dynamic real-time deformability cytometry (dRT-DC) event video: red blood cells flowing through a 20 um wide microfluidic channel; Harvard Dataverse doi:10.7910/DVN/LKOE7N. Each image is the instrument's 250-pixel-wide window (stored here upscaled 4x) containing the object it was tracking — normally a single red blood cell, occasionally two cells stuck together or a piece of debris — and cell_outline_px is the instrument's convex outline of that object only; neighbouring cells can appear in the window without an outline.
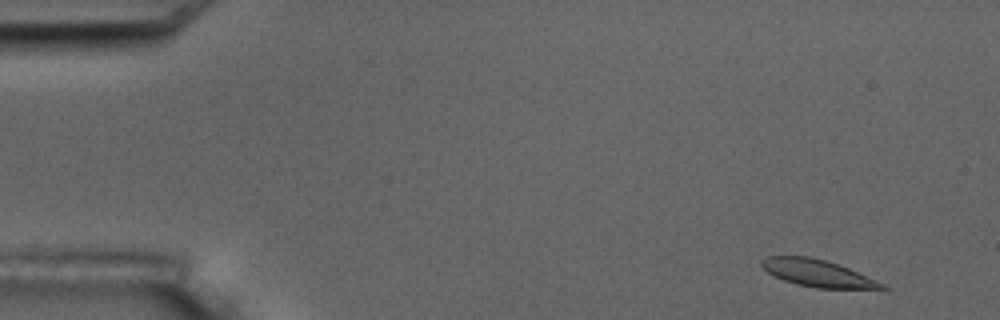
{"species": "common noctule bat (a hibernating species)", "species_latin": "Nyctalus noctula", "temperature_condition": "room temperature", "stored_images_in_passage": 4, "camera_frame_rate_fps": 3000, "um_per_image_px": 0.085, "animal": {"sex": "male", "body_mass_g": 17.5, "forearm_length_mm": 52.3}, "frame": {"image": 1, "passage_image": 1, "time_ms": 0.0, "image_size_px": [1000, 320], "cell_outline_px": [[888, 288], [884, 292], [816, 288], [796, 284], [772, 276], [760, 264], [760, 260], [768, 256], [812, 256], [848, 268], [884, 284]], "centroid_in_image_um": [69.61, 23.28], "position_along_channel_um": 15.4, "area_um2": 19.65}}
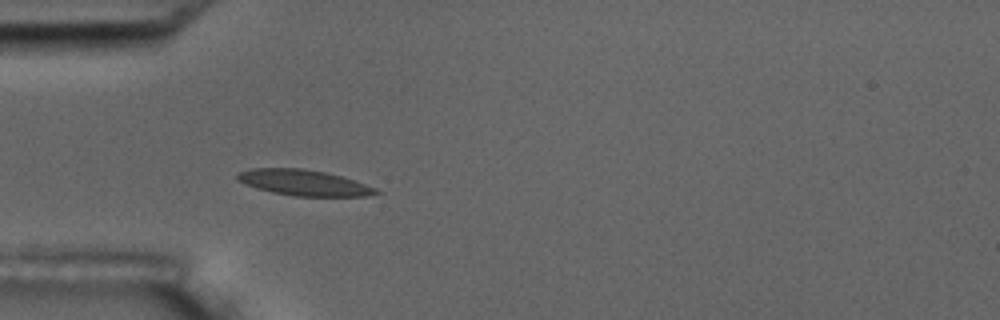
{"frame": {"image": 2, "passage_image": 4, "time_ms": 4.333, "image_size_px": [1000, 320], "cell_outline_px": [[380, 192], [364, 196], [292, 196], [272, 192], [244, 184], [236, 180], [236, 176], [240, 172], [252, 168], [304, 168], [324, 172], [340, 176], [376, 188]], "centroid_in_image_um": [25.77, 15.52], "position_along_channel_um": 59.2, "area_um2": 20.58}}